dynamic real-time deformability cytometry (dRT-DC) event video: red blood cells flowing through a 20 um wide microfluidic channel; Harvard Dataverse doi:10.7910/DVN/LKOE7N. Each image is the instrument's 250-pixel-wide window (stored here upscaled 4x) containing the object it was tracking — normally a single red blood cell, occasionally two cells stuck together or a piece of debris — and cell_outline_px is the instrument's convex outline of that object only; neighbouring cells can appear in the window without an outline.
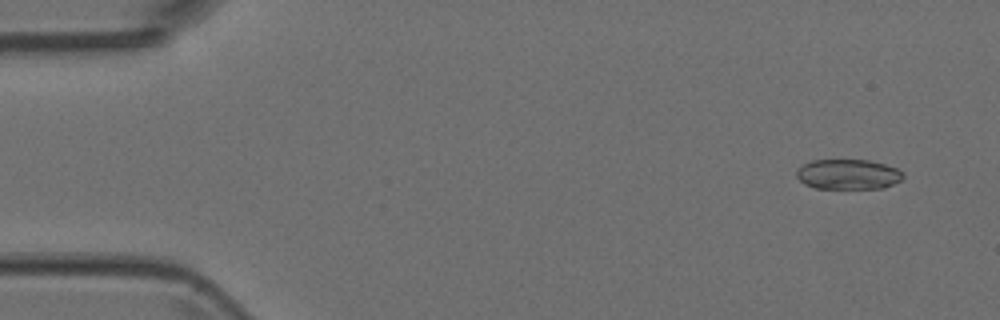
{"species": "Egyptian fruit bat (a non-hibernating species)", "species_latin": "Rousettus aegyptiacus", "temperature_condition": "room temperature", "stored_images_in_passage": 4, "camera_frame_rate_fps": 3000, "um_per_image_px": 0.085, "animal": {"sex": "female"}, "frame": {"image": 1, "passage_image": 1, "time_ms": 0.0, "image_size_px": [1000, 320], "cell_outline_px": [[904, 176], [900, 180], [884, 188], [816, 188], [804, 184], [796, 176], [796, 172], [804, 164], [812, 160], [868, 160], [884, 164], [896, 168]], "centroid_in_image_um": [72.07, 14.82], "position_along_channel_um": 12.9, "area_um2": 18.44}}
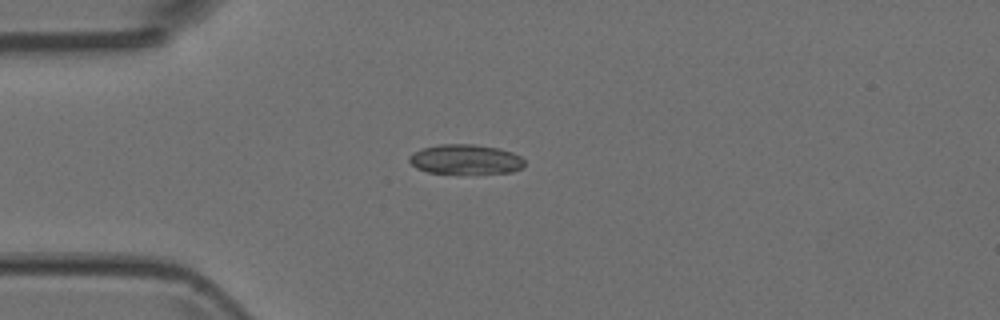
{"frame": {"image": 2, "passage_image": 4, "time_ms": 1.0, "image_size_px": [1000, 320], "cell_outline_px": [[524, 168], [512, 172], [428, 172], [416, 168], [408, 160], [408, 156], [424, 148], [440, 144], [472, 144], [500, 148], [512, 152], [520, 156], [524, 160]], "centroid_in_image_um": [39.6, 13.52], "position_along_channel_um": 45.4, "area_um2": 19.59}}